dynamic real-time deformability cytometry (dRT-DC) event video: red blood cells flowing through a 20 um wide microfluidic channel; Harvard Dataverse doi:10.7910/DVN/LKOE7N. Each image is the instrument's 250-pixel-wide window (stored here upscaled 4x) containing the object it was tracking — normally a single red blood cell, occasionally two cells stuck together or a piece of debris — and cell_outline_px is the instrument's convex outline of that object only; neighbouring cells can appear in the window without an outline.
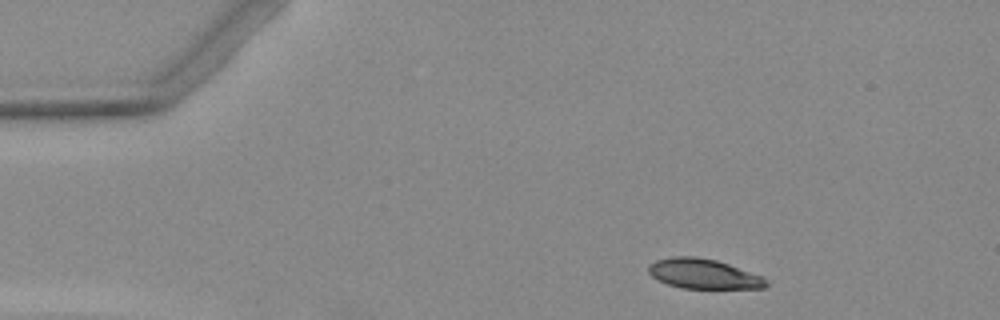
{"species": "Egyptian fruit bat (a non-hibernating species)", "species_latin": "Rousettus aegyptiacus", "temperature_condition": "warm", "stored_images_in_passage": 4, "camera_frame_rate_fps": 3000, "um_per_image_px": 0.085, "animal": {"sex": "female"}, "frame": {"image": 1, "passage_image": 1, "time_ms": 0.0, "image_size_px": [1000, 320], "cell_outline_px": [[768, 284], [764, 288], [680, 288], [656, 280], [648, 272], [648, 264], [656, 260], [672, 256], [696, 256], [716, 260], [764, 276]], "centroid_in_image_um": [59.77, 23.27], "position_along_channel_um": 25.2, "area_um2": 20.58}}
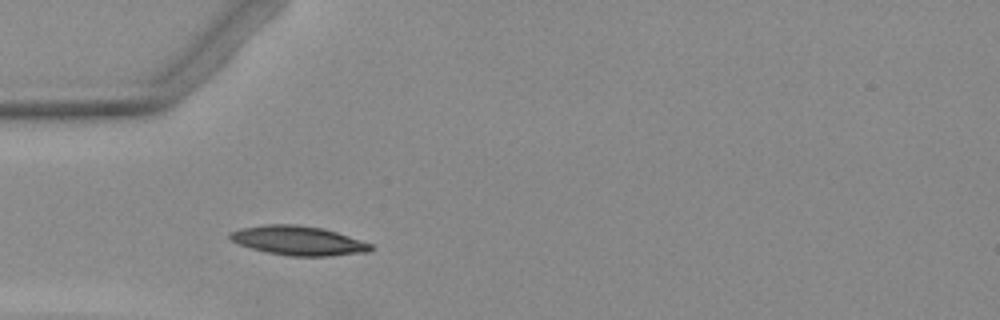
{"frame": {"image": 2, "passage_image": 3, "time_ms": 2.667, "image_size_px": [1000, 320], "cell_outline_px": [[376, 248], [368, 252], [328, 256], [288, 256], [268, 252], [252, 248], [240, 244], [232, 240], [228, 236], [232, 232], [240, 228], [268, 224], [296, 224], [320, 228], [336, 232], [372, 244]], "centroid_in_image_um": [25.39, 20.46], "position_along_channel_um": 59.6, "area_um2": 23.76}}
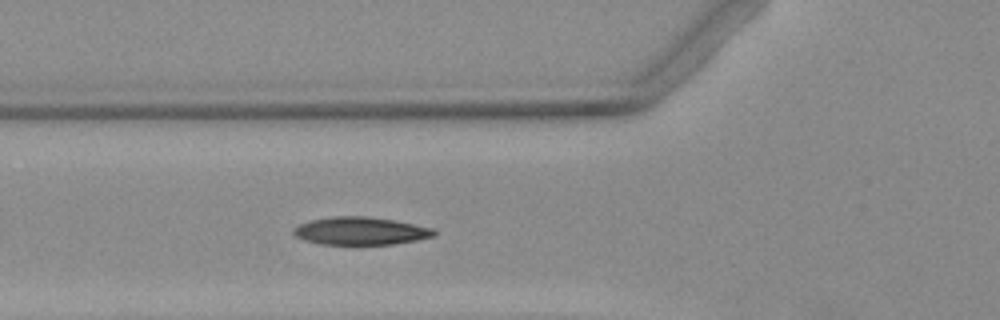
{"frame": {"image": 3, "passage_image": 4, "time_ms": 3.667, "image_size_px": [1000, 320], "cell_outline_px": [[436, 236], [416, 240], [392, 244], [324, 244], [304, 240], [296, 236], [292, 232], [300, 224], [312, 220], [332, 216], [368, 216], [392, 220], [432, 228], [436, 232]], "centroid_in_image_um": [30.66, 19.63], "position_along_channel_um": 95.1, "area_um2": 22.43}}